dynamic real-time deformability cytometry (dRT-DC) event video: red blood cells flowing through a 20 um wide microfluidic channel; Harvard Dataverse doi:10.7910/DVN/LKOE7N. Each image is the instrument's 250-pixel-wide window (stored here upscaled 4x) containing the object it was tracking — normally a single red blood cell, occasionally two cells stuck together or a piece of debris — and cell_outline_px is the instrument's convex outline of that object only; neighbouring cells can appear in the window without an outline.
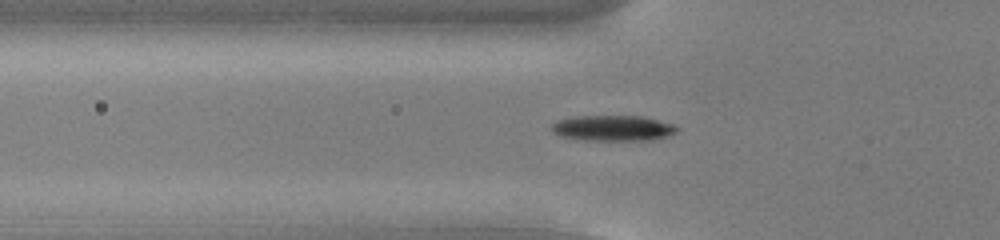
{"species": "common noctule bat (a hibernating species)", "species_latin": "Nyctalus noctula", "temperature_condition": "cold", "stored_images_in_passage": 56, "camera_frame_rate_fps": 3000, "um_per_image_px": 0.085, "animal": {"sex": "male", "body_mass_g": 13.0, "forearm_length_mm": 53.1}, "frame": {"image": 1, "passage_image": 20, "time_ms": 6.333, "image_size_px": [1000, 240], "cell_outline_px": [[680, 128], [676, 132], [668, 136], [652, 140], [584, 140], [560, 136], [552, 132], [552, 124], [556, 120], [576, 116], [644, 116], [672, 124]], "centroid_in_image_um": [52.1, 10.89], "position_along_channel_um": 73.7, "area_um2": 18.79}}
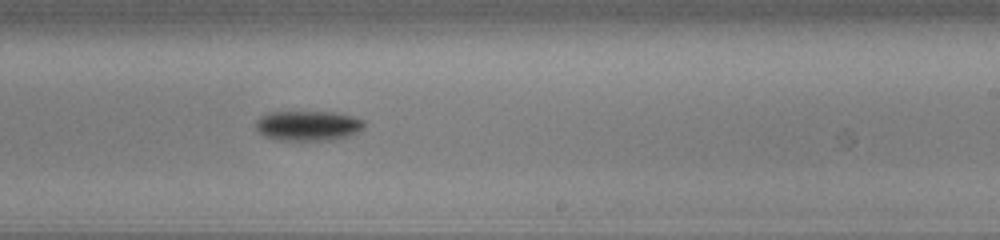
{"frame": {"image": 2, "passage_image": 35, "time_ms": 11.333, "image_size_px": [1000, 240], "cell_outline_px": [[364, 128], [348, 136], [332, 140], [276, 140], [264, 136], [256, 128], [256, 120], [260, 116], [268, 112], [336, 112], [352, 116], [364, 120]], "centroid_in_image_um": [26.17, 10.68], "position_along_channel_um": 262.8, "area_um2": 19.02}}
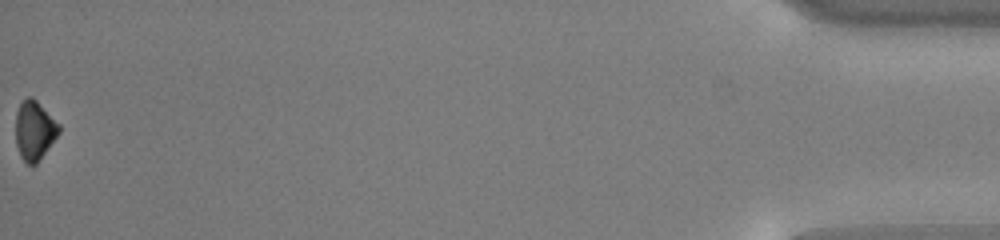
{"frame": {"image": 3, "passage_image": 56, "time_ms": 18.333, "image_size_px": [1000, 240], "cell_outline_px": [[60, 132], [36, 164], [28, 164], [20, 156], [16, 144], [16, 112], [20, 104], [28, 96], [32, 96], [60, 124]], "centroid_in_image_um": [2.93, 11.07], "position_along_channel_um": 432.3, "area_um2": 14.8}, "authors_computed_cell_mechanics": {"area_um2": 17.2244, "velocity_mm_per_s": 3.7969, "shape_relaxation_time_tau1_ms": 1.0543, "shape_relaxation_time_tau2_ms": null, "deformation_change_tau1": 0.0925, "deformation_change_tau2": null}}